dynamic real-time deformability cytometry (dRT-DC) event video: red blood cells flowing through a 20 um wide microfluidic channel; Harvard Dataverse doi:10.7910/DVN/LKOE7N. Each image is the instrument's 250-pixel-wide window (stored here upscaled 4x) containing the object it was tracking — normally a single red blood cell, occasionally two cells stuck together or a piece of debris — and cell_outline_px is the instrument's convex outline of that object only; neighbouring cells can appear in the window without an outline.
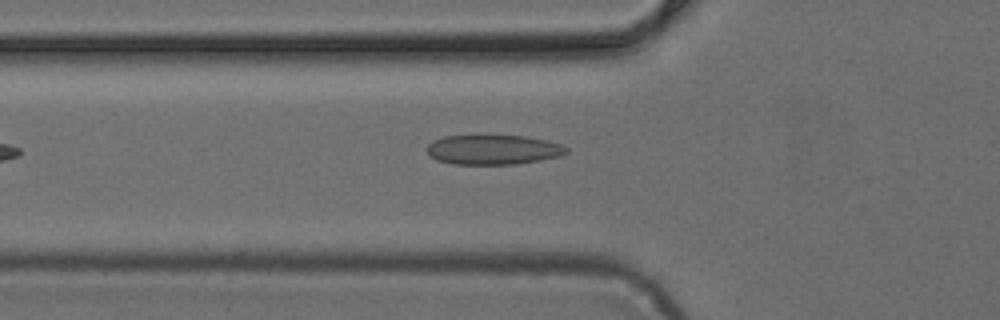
{"species": "common noctule bat (a hibernating species)", "species_latin": "Nyctalus noctula", "temperature_condition": "cold", "stored_images_in_passage": 22, "camera_frame_rate_fps": 3000, "um_per_image_px": 0.085, "animal": {"sex": "female", "body_mass_g": 24.6, "forearm_length_mm": 56.2}, "frame": {"image": 1, "passage_image": 4, "time_ms": 1.0, "image_size_px": [1000, 320], "cell_outline_px": [[568, 152], [560, 156], [540, 160], [516, 164], [452, 164], [436, 160], [428, 156], [424, 148], [432, 140], [444, 136], [524, 136], [564, 144], [568, 148]], "centroid_in_image_um": [41.87, 12.73], "position_along_channel_um": 83.9, "area_um2": 24.33}}
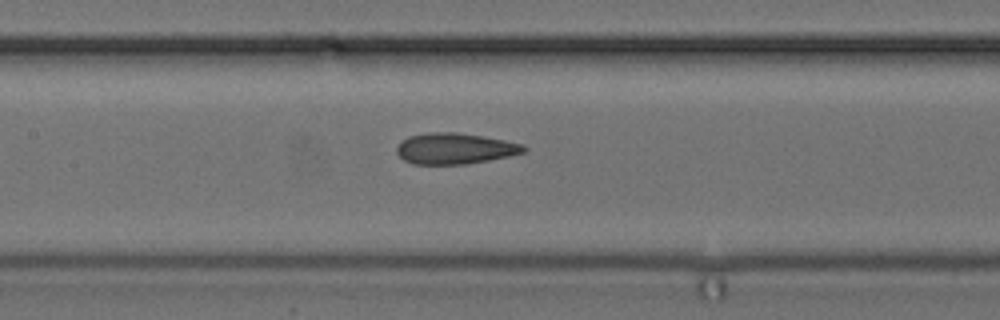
{"frame": {"image": 2, "passage_image": 10, "time_ms": 3.0, "image_size_px": [1000, 320], "cell_outline_px": [[528, 148], [524, 152], [508, 156], [488, 160], [464, 164], [412, 164], [404, 160], [396, 152], [396, 148], [408, 136], [428, 132], [456, 132], [484, 136], [524, 144]], "centroid_in_image_um": [38.67, 12.62], "position_along_channel_um": 168.7, "area_um2": 22.89}}
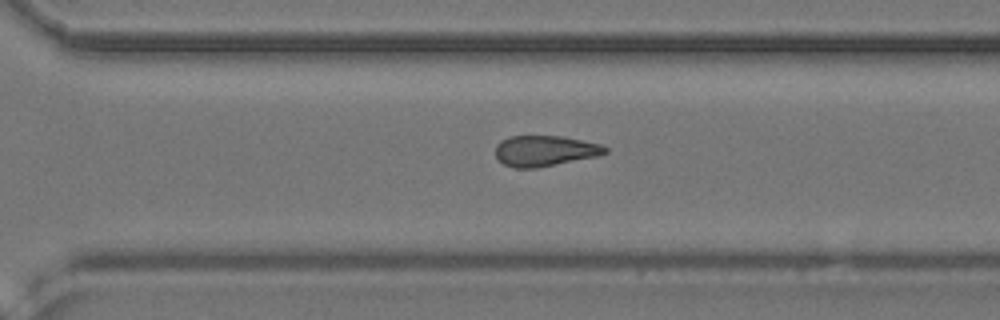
{"frame": {"image": 3, "passage_image": 18, "time_ms": 5.667, "image_size_px": [1000, 320], "cell_outline_px": [[608, 152], [600, 156], [536, 168], [512, 168], [504, 164], [496, 156], [496, 144], [500, 140], [508, 136], [564, 136], [600, 144], [608, 148]], "centroid_in_image_um": [46.32, 12.82], "position_along_channel_um": 324.3, "area_um2": 19.83}}